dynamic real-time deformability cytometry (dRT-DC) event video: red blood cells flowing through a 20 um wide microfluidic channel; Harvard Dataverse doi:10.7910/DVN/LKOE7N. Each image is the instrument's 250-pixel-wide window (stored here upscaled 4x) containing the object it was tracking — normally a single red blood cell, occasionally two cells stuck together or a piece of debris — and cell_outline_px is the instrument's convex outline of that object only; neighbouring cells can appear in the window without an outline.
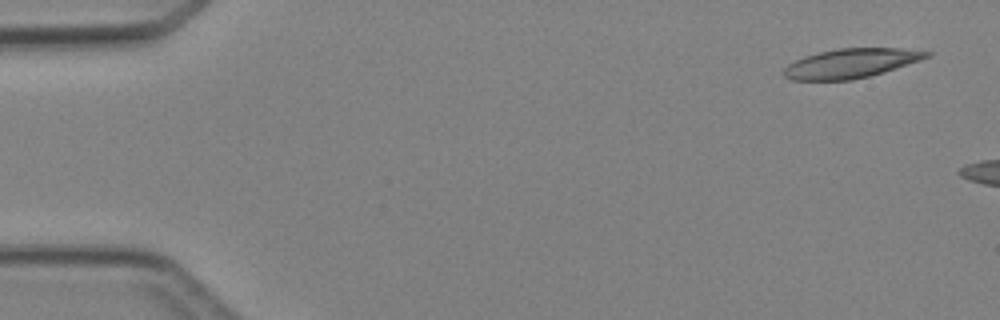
{"species": "Egyptian fruit bat (a non-hibernating species)", "species_latin": "Rousettus aegyptiacus", "temperature_condition": "cold", "stored_images_in_passage": 3, "camera_frame_rate_fps": 3000, "um_per_image_px": 0.085, "animal": {"sex": "female"}, "frame": {"image": 1, "passage_image": 1, "time_ms": 0.0, "image_size_px": [1000, 320], "cell_outline_px": [[932, 56], [884, 72], [852, 80], [792, 80], [784, 76], [784, 68], [788, 64], [804, 56], [836, 48], [900, 48], [932, 52]], "centroid_in_image_um": [72.34, 5.38], "position_along_channel_um": 12.7, "area_um2": 24.33}}